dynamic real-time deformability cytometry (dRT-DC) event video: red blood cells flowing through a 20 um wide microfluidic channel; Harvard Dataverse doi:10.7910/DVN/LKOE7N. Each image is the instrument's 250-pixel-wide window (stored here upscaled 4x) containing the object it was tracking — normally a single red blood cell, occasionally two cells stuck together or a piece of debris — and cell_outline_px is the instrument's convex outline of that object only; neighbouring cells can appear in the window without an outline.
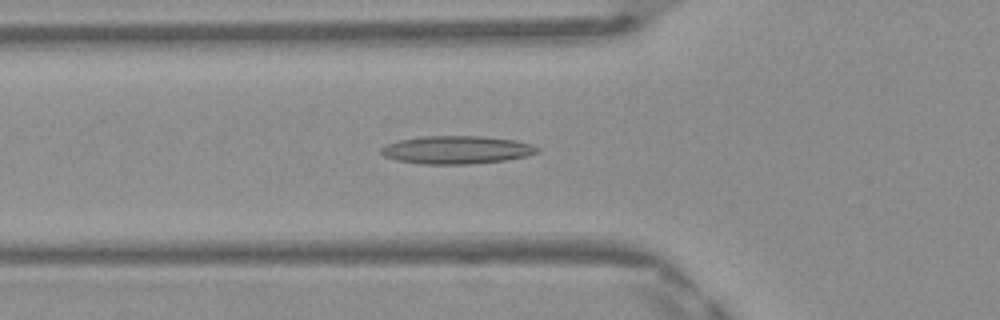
{"species": "Egyptian fruit bat (a non-hibernating species)", "species_latin": "Rousettus aegyptiacus", "temperature_condition": "warm", "stored_images_in_passage": 34, "camera_frame_rate_fps": 3000, "um_per_image_px": 0.085, "frame": {"image": 1, "passage_image": 3, "time_ms": 0.667, "image_size_px": [1000, 320], "cell_outline_px": [[540, 152], [524, 156], [504, 160], [468, 164], [420, 164], [396, 160], [384, 156], [380, 152], [380, 148], [388, 144], [400, 140], [424, 136], [484, 136], [516, 140], [532, 144], [540, 148]], "centroid_in_image_um": [38.82, 12.73], "position_along_channel_um": 87.0, "area_um2": 25.49}}
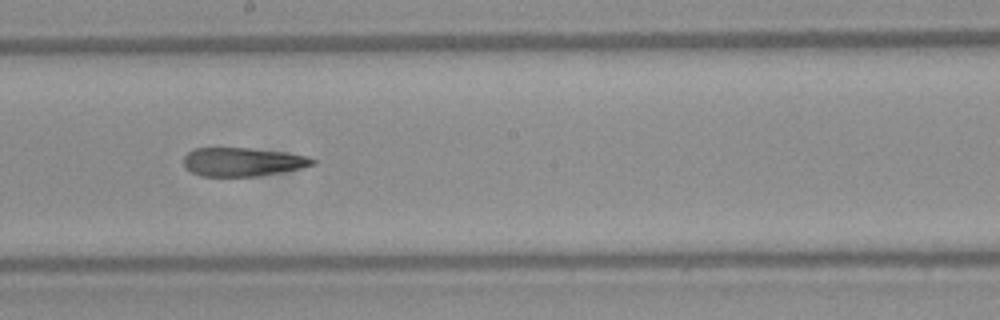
{"frame": {"image": 2, "passage_image": 13, "time_ms": 4.0, "image_size_px": [1000, 320], "cell_outline_px": [[316, 164], [300, 168], [280, 172], [256, 176], [200, 176], [192, 172], [184, 164], [184, 156], [192, 148], [248, 148], [284, 152], [308, 156], [316, 160]], "centroid_in_image_um": [20.62, 13.75], "position_along_channel_um": 227.6, "area_um2": 21.39}}
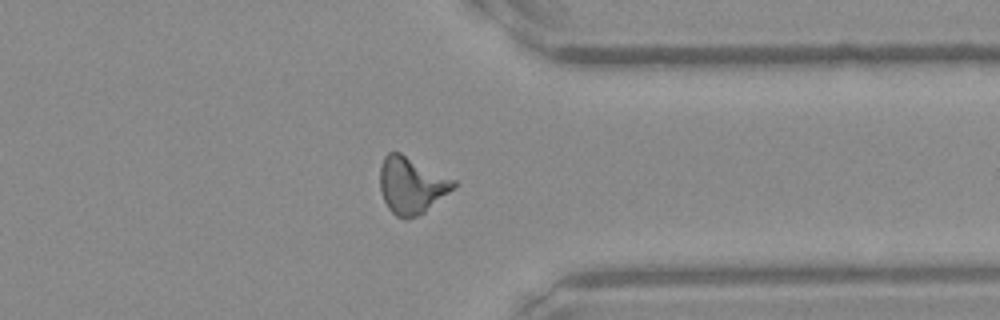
{"frame": {"image": 3, "passage_image": 24, "time_ms": 7.667, "image_size_px": [1000, 320], "cell_outline_px": [[456, 184], [448, 192], [424, 212], [408, 220], [404, 220], [396, 216], [388, 208], [380, 192], [380, 168], [384, 156], [388, 152], [400, 152], [456, 180]], "centroid_in_image_um": [34.93, 15.75], "position_along_channel_um": 376.5, "area_um2": 24.16}, "authors_computed_cell_mechanics": {"area_um2": 22.9177, "velocity_mm_per_s": 4.1882, "shape_relaxation_time_tau1_ms": null, "shape_relaxation_time_tau2_ms": 1.8668, "deformation_change_tau1": null, "deformation_change_tau2": 0.1265}}